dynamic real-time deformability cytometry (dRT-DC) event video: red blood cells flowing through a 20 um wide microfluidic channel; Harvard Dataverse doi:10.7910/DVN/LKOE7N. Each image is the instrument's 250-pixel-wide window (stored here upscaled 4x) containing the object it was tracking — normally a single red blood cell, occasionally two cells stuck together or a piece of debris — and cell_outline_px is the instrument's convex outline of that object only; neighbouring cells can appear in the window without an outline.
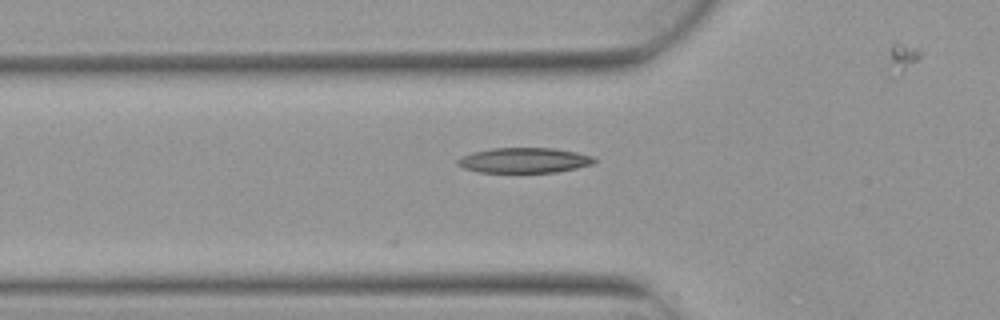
{"species": "Egyptian fruit bat (a non-hibernating species)", "species_latin": "Rousettus aegyptiacus", "temperature_condition": "warm", "stored_images_in_passage": 5, "camera_frame_rate_fps": 3000, "um_per_image_px": 0.085, "animal": {"sex": "female"}, "frame": {"image": 1, "passage_image": 5, "time_ms": 1.333, "image_size_px": [1000, 320], "cell_outline_px": [[596, 160], [592, 164], [576, 168], [556, 172], [480, 172], [464, 168], [456, 164], [456, 160], [460, 156], [472, 152], [492, 148], [552, 148], [576, 152], [592, 156]], "centroid_in_image_um": [44.51, 13.62], "position_along_channel_um": 81.3, "area_um2": 20.0}}